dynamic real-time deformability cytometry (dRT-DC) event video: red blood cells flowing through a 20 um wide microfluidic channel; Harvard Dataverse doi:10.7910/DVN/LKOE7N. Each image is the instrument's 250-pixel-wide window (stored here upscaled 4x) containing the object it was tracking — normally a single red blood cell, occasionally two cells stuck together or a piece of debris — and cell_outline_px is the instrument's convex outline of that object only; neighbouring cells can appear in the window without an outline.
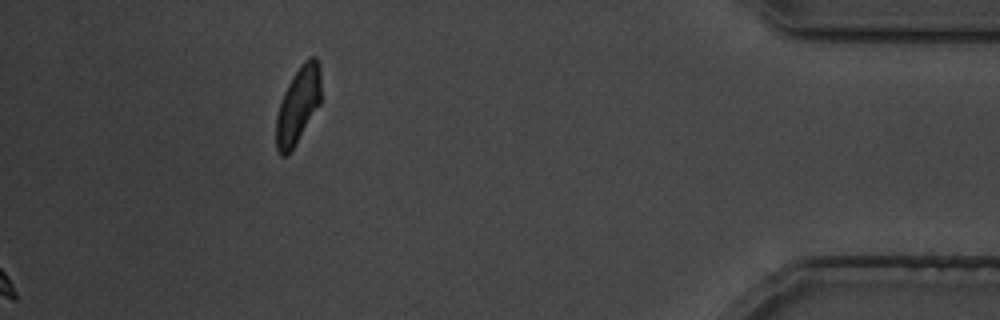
{"species": "common noctule bat (a hibernating species)", "species_latin": "Nyctalus noctula", "temperature_condition": "cold", "stored_images_in_passage": 27, "camera_frame_rate_fps": 3000, "um_per_image_px": 0.085, "animal": {"sex": "male", "body_mass_g": 19.5, "forearm_length_mm": 54.6}, "frame": {"image": 1, "passage_image": 27, "time_ms": 33.0, "image_size_px": [1000, 320], "cell_outline_px": [[320, 104], [288, 156], [280, 156], [276, 148], [276, 116], [284, 92], [292, 76], [304, 60], [308, 56], [316, 56], [320, 64]], "centroid_in_image_um": [25.33, 8.92], "position_along_channel_um": 409.9, "area_um2": 20.06}}